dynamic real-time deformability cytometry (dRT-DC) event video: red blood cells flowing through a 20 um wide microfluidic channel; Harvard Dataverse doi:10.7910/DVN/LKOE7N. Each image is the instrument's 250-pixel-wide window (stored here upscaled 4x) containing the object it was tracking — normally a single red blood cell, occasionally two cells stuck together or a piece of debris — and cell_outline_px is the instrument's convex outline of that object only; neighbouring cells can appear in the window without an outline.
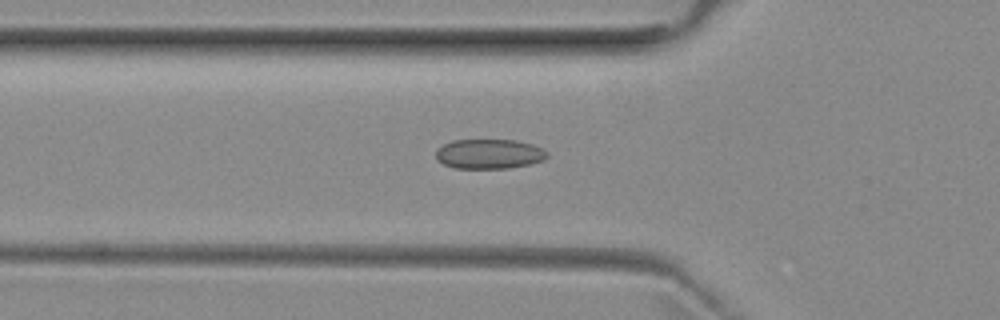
{"species": "common noctule bat (a hibernating species)", "species_latin": "Nyctalus noctula", "temperature_condition": "room temperature", "stored_images_in_passage": 29, "camera_frame_rate_fps": 3000, "um_per_image_px": 0.085, "animal": {"sex": "female", "body_mass_g": 29.2, "forearm_length_mm": 56.3}, "frame": {"image": 1, "passage_image": 18, "time_ms": 5.667, "image_size_px": [1000, 320], "cell_outline_px": [[548, 156], [544, 160], [532, 164], [508, 168], [452, 168], [436, 160], [436, 148], [452, 140], [516, 140], [532, 144], [544, 148], [548, 152]], "centroid_in_image_um": [41.59, 13.08], "position_along_channel_um": 84.2, "area_um2": 19.54}}
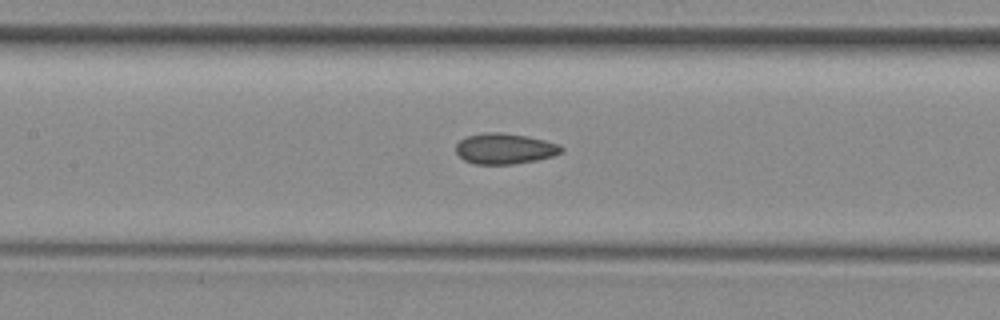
{"frame": {"image": 2, "passage_image": 24, "time_ms": 7.667, "image_size_px": [1000, 320], "cell_outline_px": [[564, 152], [552, 156], [536, 160], [512, 164], [476, 164], [464, 160], [456, 152], [456, 144], [460, 140], [468, 136], [484, 132], [500, 132], [528, 136], [560, 144], [564, 148]], "centroid_in_image_um": [42.93, 12.63], "position_along_channel_um": 164.5, "area_um2": 18.9}}
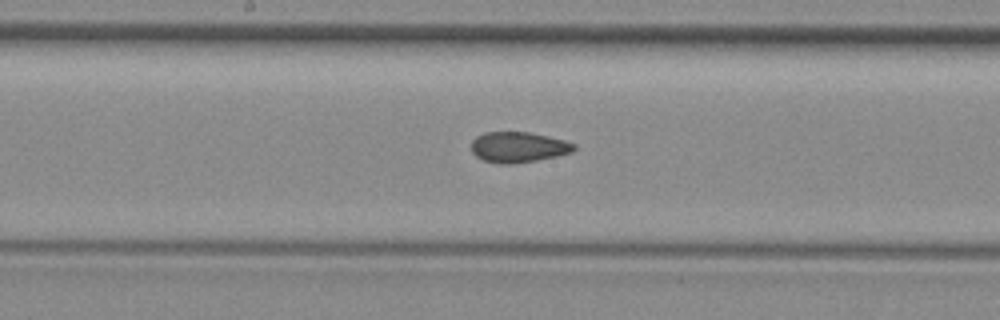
{"frame": {"image": 3, "passage_image": 27, "time_ms": 8.667, "image_size_px": [1000, 320], "cell_outline_px": [[576, 148], [572, 152], [556, 156], [536, 160], [512, 164], [500, 164], [484, 160], [476, 156], [472, 152], [472, 140], [476, 136], [484, 132], [528, 132], [548, 136], [564, 140], [576, 144]], "centroid_in_image_um": [44.05, 12.5], "position_along_channel_um": 204.1, "area_um2": 18.26}}